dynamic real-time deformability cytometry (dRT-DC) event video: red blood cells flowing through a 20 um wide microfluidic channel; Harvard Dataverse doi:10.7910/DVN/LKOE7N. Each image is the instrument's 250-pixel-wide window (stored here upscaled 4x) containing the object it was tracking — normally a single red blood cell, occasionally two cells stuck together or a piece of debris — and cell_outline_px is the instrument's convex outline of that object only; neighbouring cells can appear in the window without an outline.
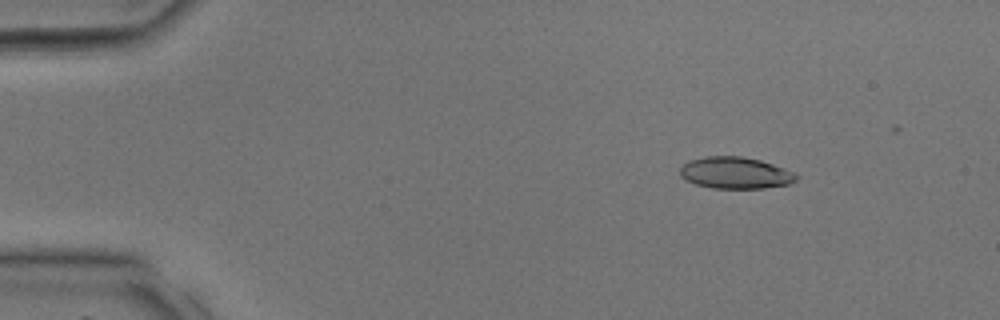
{"species": "common noctule bat (a hibernating species)", "species_latin": "Nyctalus noctula", "temperature_condition": "room temperature", "stored_images_in_passage": 12, "camera_frame_rate_fps": 3000, "um_per_image_px": 0.085, "animal": {"sex": "male", "body_mass_g": 17.9, "forearm_length_mm": 54.2}, "frame": {"image": 1, "passage_image": 5, "time_ms": 1.333, "image_size_px": [1000, 320], "cell_outline_px": [[800, 176], [796, 180], [788, 184], [764, 188], [712, 188], [696, 184], [684, 180], [680, 176], [680, 168], [688, 160], [704, 156], [740, 156], [760, 160], [796, 172]], "centroid_in_image_um": [62.5, 14.69], "position_along_channel_um": 22.5, "area_um2": 21.62}}